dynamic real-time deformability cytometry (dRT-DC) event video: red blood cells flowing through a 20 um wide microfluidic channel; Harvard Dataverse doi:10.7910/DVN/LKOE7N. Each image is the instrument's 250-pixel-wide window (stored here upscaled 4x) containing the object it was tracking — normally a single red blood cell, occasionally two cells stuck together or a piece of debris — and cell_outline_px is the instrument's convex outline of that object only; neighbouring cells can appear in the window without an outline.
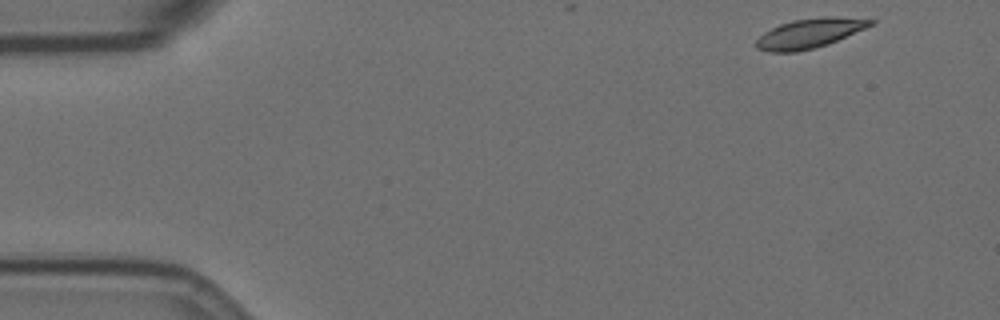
{"species": "Egyptian fruit bat (a non-hibernating species)", "species_latin": "Rousettus aegyptiacus", "temperature_condition": "room temperature", "stored_images_in_passage": 7, "camera_frame_rate_fps": 3000, "um_per_image_px": 0.085, "animal": {"sex": "female"}, "frame": {"image": 1, "passage_image": 1, "time_ms": 0.0, "image_size_px": [1000, 320], "cell_outline_px": [[876, 20], [872, 24], [864, 28], [828, 44], [796, 52], [768, 52], [756, 48], [756, 40], [764, 32], [780, 24], [792, 20], [824, 16], [836, 16]], "centroid_in_image_um": [68.77, 2.82], "position_along_channel_um": 16.2, "area_um2": 19.48}}